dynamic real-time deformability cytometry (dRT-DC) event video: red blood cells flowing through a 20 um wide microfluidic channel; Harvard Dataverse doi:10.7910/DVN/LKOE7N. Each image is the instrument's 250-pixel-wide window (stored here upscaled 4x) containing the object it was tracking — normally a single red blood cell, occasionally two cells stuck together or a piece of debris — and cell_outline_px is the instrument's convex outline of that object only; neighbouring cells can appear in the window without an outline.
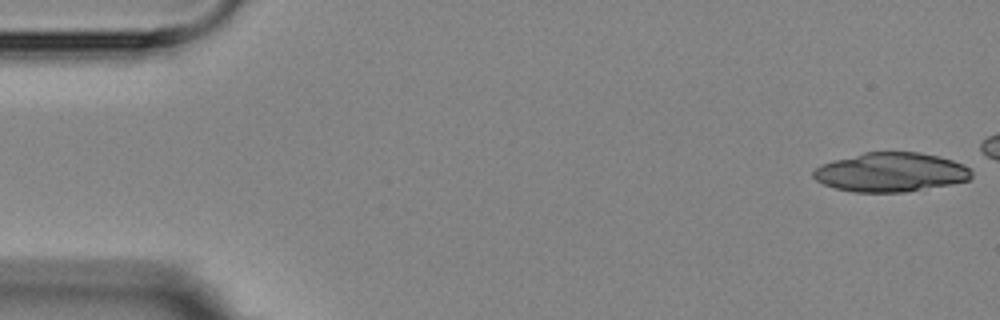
{"species": "Egyptian fruit bat (a non-hibernating species)", "species_latin": "Rousettus aegyptiacus", "temperature_condition": "room temperature", "stored_images_in_passage": 6, "camera_frame_rate_fps": 3000, "um_per_image_px": 0.085, "animal": {"sex": "female"}, "frame": {"image": 1, "passage_image": 1, "time_ms": 0.0, "image_size_px": [1000, 320], "cell_outline_px": [[972, 176], [968, 180], [952, 184], [904, 192], [856, 192], [836, 188], [824, 184], [816, 180], [812, 176], [812, 172], [820, 164], [832, 160], [864, 152], [920, 152], [952, 160], [964, 164], [972, 172]], "centroid_in_image_um": [75.7, 14.63], "position_along_channel_um": 9.3, "area_um2": 36.07}}